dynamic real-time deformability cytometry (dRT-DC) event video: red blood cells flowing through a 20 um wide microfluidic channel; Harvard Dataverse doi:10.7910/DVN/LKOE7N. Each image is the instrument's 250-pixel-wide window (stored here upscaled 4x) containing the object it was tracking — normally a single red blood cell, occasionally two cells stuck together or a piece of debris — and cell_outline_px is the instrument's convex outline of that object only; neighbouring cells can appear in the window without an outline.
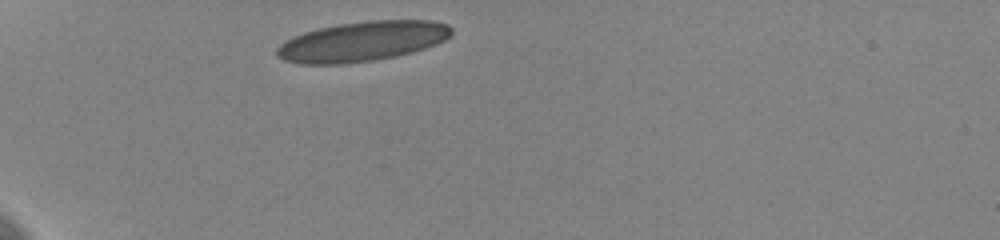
{"species": "human", "species_latin": "Homo sapiens", "temperature_condition": "cold", "stored_images_in_passage": 4, "camera_frame_rate_fps": 3000, "um_per_image_px": 0.085, "donor": {"sex": "female"}, "frame": {"image": 1, "passage_image": 1, "time_ms": 0.0, "image_size_px": [1000, 240], "cell_outline_px": [[452, 32], [444, 40], [436, 44], [412, 52], [396, 56], [372, 60], [344, 64], [300, 64], [284, 60], [276, 56], [276, 48], [284, 40], [292, 36], [304, 32], [320, 28], [340, 24], [372, 20], [432, 20], [448, 24], [452, 28]], "centroid_in_image_um": [30.76, 3.52], "position_along_channel_um": 54.2, "area_um2": 40.58}}